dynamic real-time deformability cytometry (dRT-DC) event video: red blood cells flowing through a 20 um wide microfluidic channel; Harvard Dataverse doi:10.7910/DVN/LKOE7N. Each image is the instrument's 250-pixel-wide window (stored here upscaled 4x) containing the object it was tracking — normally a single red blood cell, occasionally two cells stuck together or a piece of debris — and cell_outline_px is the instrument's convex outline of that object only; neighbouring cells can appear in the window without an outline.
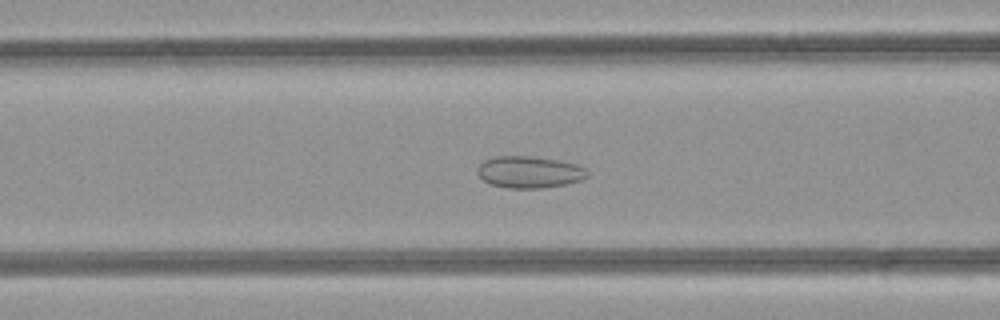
{"species": "common noctule bat (a hibernating species)", "species_latin": "Nyctalus noctula", "temperature_condition": "room temperature", "stored_images_in_passage": 37, "camera_frame_rate_fps": 3000, "um_per_image_px": 0.085, "animal": {"sex": "female", "body_mass_g": 21.9}, "frame": {"image": 1, "passage_image": 8, "time_ms": 2.333, "image_size_px": [1000, 320], "cell_outline_px": [[588, 176], [580, 180], [568, 184], [544, 188], [508, 188], [488, 184], [480, 176], [480, 164], [484, 160], [496, 156], [528, 156], [556, 160], [576, 164], [584, 168], [588, 172]], "centroid_in_image_um": [45.01, 14.64], "position_along_channel_um": 121.6, "area_um2": 20.17}}
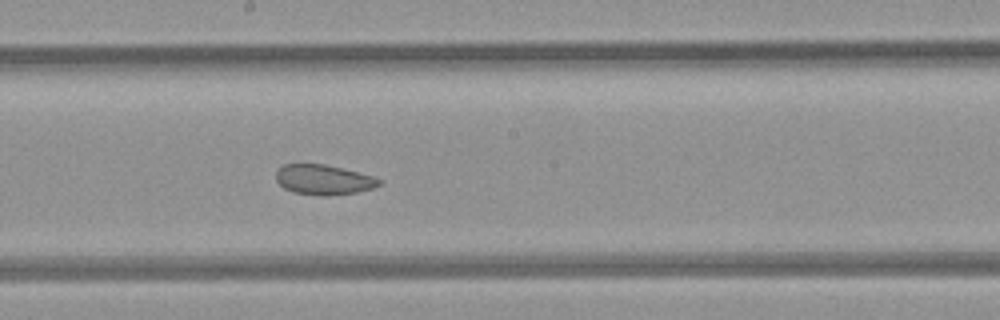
{"frame": {"image": 2, "passage_image": 15, "time_ms": 4.667, "image_size_px": [1000, 320], "cell_outline_px": [[384, 180], [380, 184], [372, 188], [356, 192], [328, 196], [324, 196], [292, 192], [284, 188], [276, 180], [276, 172], [284, 164], [324, 164], [376, 176]], "centroid_in_image_um": [27.53, 15.27], "position_along_channel_um": 220.7, "area_um2": 18.09}}
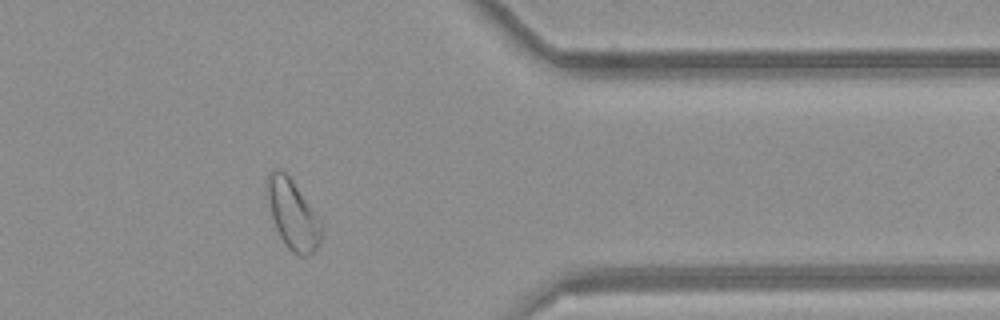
{"frame": {"image": 3, "passage_image": 28, "time_ms": 9.0, "image_size_px": [1000, 320], "cell_outline_px": [[324, 228], [320, 244], [312, 252], [304, 256], [300, 256], [292, 252], [288, 248], [280, 236], [276, 228], [272, 216], [268, 196], [268, 176], [276, 168], [280, 168], [292, 180], [324, 220]], "centroid_in_image_um": [24.98, 18.26], "position_along_channel_um": 386.4, "area_um2": 22.08}, "authors_computed_cell_mechanics": {"area_um2": 21.0392, "velocity_mm_per_s": 4.2397, "shape_relaxation_time_tau1_ms": null, "shape_relaxation_time_tau2_ms": 2.9564, "deformation_change_tau1": null, "deformation_change_tau2": 0.0859}}